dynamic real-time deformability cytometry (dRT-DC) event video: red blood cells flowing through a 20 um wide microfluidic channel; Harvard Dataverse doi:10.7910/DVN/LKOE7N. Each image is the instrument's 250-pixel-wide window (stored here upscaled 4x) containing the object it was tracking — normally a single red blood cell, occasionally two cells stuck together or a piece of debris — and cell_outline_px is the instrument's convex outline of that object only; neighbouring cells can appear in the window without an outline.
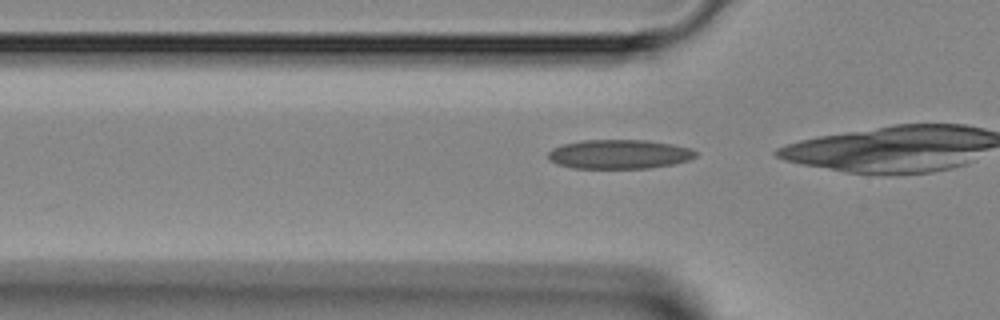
{"species": "Egyptian fruit bat (a non-hibernating species)", "species_latin": "Rousettus aegyptiacus", "temperature_condition": "room temperature", "stored_images_in_passage": 15, "camera_frame_rate_fps": 3000, "um_per_image_px": 0.085, "animal": {"sex": "female"}, "frame": {"image": 1, "passage_image": 11, "time_ms": 3.333, "image_size_px": [1000, 320], "cell_outline_px": [[696, 156], [688, 160], [672, 164], [648, 168], [572, 168], [556, 164], [548, 160], [548, 152], [552, 148], [564, 144], [580, 140], [648, 140], [672, 144], [688, 148], [696, 152]], "centroid_in_image_um": [52.58, 13.11], "position_along_channel_um": 73.2, "area_um2": 25.09}}